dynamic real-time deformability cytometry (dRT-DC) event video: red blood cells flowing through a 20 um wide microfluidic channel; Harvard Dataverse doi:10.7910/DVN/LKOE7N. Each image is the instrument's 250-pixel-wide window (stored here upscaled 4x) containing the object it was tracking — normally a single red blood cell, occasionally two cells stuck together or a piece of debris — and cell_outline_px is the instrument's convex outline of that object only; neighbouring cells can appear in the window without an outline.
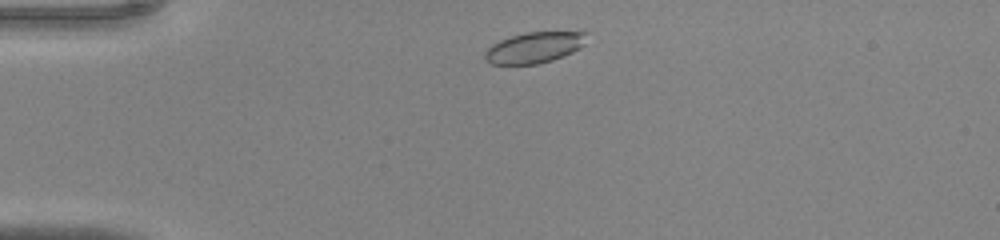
{"species": "common noctule bat (a hibernating species)", "species_latin": "Nyctalus noctula", "temperature_condition": "warm", "stored_images_in_passage": 36, "camera_frame_rate_fps": 3000, "um_per_image_px": 0.085, "animal": {"sex": "male", "body_mass_g": 20.0, "forearm_length_mm": 53.3}, "frame": {"image": 1, "passage_image": 2, "time_ms": 0.333, "image_size_px": [1000, 240], "cell_outline_px": [[588, 32], [584, 44], [580, 48], [572, 52], [552, 60], [536, 64], [492, 64], [484, 60], [484, 52], [492, 44], [500, 40], [524, 32]], "centroid_in_image_um": [45.39, 4.04], "position_along_channel_um": 39.6, "area_um2": 18.26}}
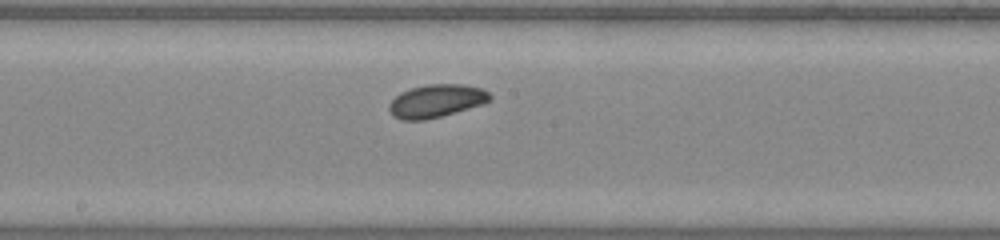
{"frame": {"image": 2, "passage_image": 16, "time_ms": 5.0, "image_size_px": [1000, 240], "cell_outline_px": [[492, 100], [484, 104], [440, 116], [424, 120], [400, 120], [392, 116], [388, 108], [388, 104], [400, 92], [412, 88], [428, 84], [464, 84], [480, 88], [488, 92], [492, 96]], "centroid_in_image_um": [37.08, 8.58], "position_along_channel_um": 211.1, "area_um2": 19.42}}
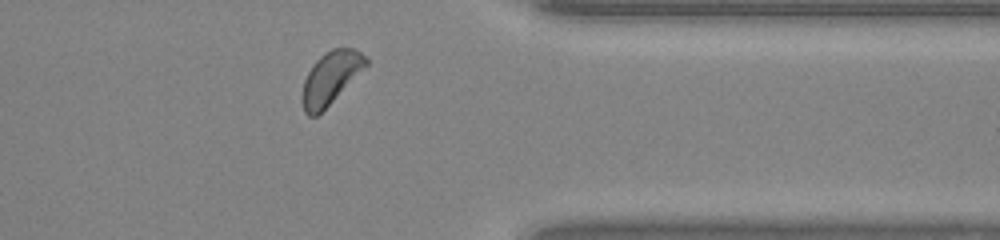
{"frame": {"image": 3, "passage_image": 28, "time_ms": 9.0, "image_size_px": [1000, 240], "cell_outline_px": [[368, 64], [316, 116], [308, 116], [304, 112], [300, 100], [300, 96], [304, 80], [312, 64], [324, 52], [332, 48], [352, 48], [360, 52], [368, 60]], "centroid_in_image_um": [28.04, 6.61], "position_along_channel_um": 383.4, "area_um2": 19.19}}